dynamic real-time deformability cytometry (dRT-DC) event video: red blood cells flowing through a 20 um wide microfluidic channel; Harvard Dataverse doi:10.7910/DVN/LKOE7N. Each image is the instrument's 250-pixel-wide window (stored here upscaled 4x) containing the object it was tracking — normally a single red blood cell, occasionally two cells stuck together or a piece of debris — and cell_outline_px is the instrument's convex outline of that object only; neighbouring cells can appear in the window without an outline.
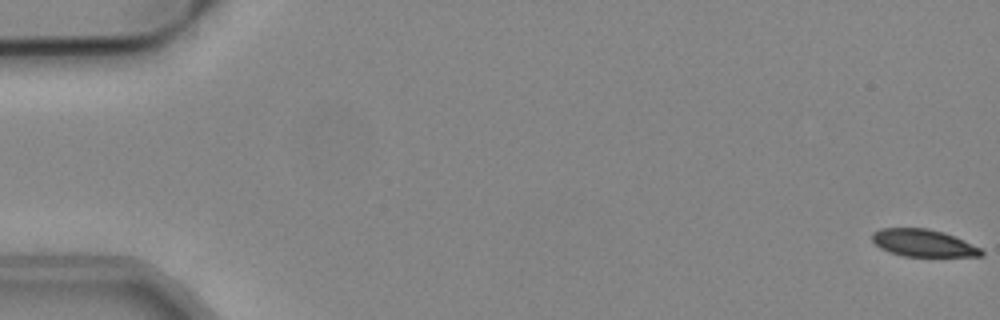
{"species": "common noctule bat (a hibernating species)", "species_latin": "Nyctalus noctula", "temperature_condition": "cold", "stored_images_in_passage": 54, "camera_frame_rate_fps": 3000, "um_per_image_px": 0.085, "animal": {"sex": "male", "body_mass_g": 19.2, "forearm_length_mm": 51.8}, "frame": {"image": 1, "passage_image": 1, "time_ms": 0.0, "image_size_px": [1000, 320], "cell_outline_px": [[984, 256], [904, 256], [880, 248], [872, 240], [872, 232], [880, 228], [928, 228], [944, 232], [980, 248], [984, 252]], "centroid_in_image_um": [78.46, 20.65], "position_along_channel_um": 6.5, "area_um2": 17.17}}
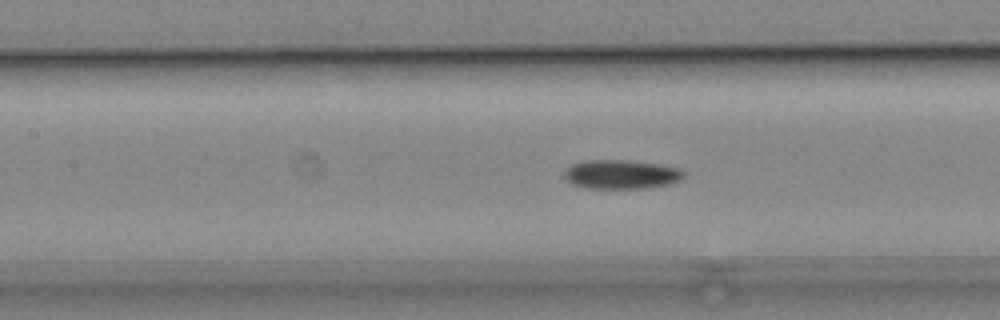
{"frame": {"image": 2, "passage_image": 25, "time_ms": 8.0, "image_size_px": [1000, 320], "cell_outline_px": [[684, 176], [680, 180], [668, 184], [648, 188], [588, 188], [572, 184], [564, 176], [564, 172], [572, 164], [584, 160], [628, 160], [656, 164], [676, 168], [684, 172]], "centroid_in_image_um": [52.78, 14.82], "position_along_channel_um": 154.6, "area_um2": 20.0}}
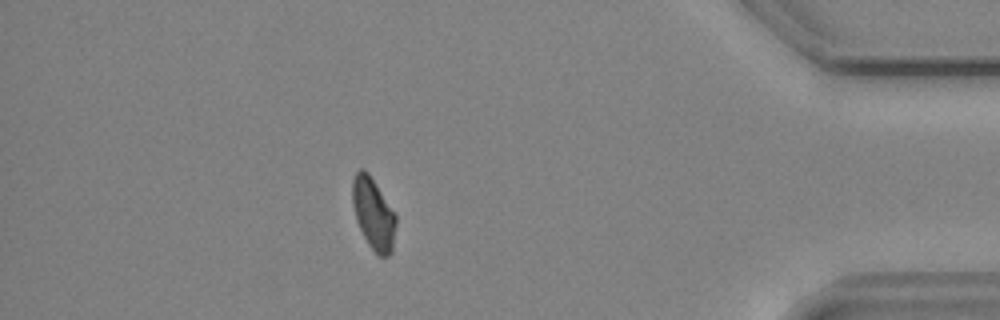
{"frame": {"image": 3, "passage_image": 48, "time_ms": 15.667, "image_size_px": [1000, 320], "cell_outline_px": [[396, 224], [392, 252], [388, 256], [376, 256], [368, 244], [356, 220], [352, 204], [352, 180], [356, 172], [360, 168], [364, 168], [368, 172], [396, 216]], "centroid_in_image_um": [31.72, 18.18], "position_along_channel_um": 403.5, "area_um2": 18.09}, "authors_computed_cell_mechanics": {"area_um2": 18.9584, "velocity_mm_per_s": 3.8338, "shape_relaxation_time_tau1_ms": 10.83, "shape_relaxation_time_tau2_ms": null, "deformation_change_tau1": 0.1623, "deformation_change_tau2": null}}